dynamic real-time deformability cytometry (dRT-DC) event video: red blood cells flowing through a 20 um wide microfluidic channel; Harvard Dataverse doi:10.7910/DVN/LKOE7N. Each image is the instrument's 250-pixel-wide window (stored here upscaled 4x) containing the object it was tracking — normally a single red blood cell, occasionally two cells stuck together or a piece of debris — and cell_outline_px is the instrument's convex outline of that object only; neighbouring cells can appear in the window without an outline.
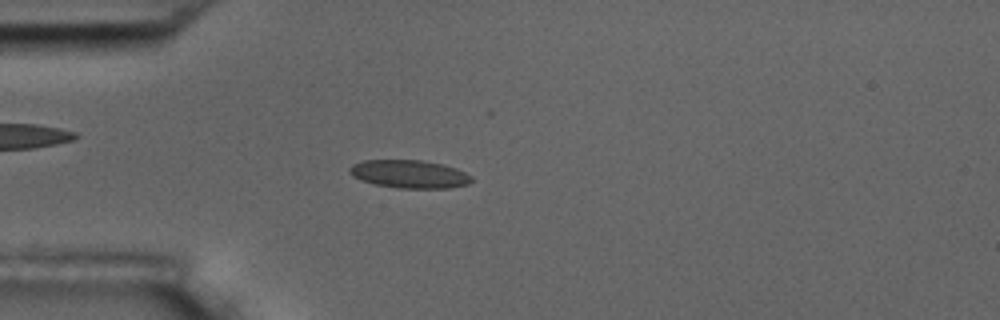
{"species": "common noctule bat (a hibernating species)", "species_latin": "Nyctalus noctula", "temperature_condition": "room temperature", "stored_images_in_passage": 56, "camera_frame_rate_fps": 3000, "um_per_image_px": 0.085, "animal": {"sex": "male", "body_mass_g": 17.5, "forearm_length_mm": 52.3}, "frame": {"image": 1, "passage_image": 15, "time_ms": 4.667, "image_size_px": [1000, 320], "cell_outline_px": [[472, 180], [468, 184], [448, 188], [400, 188], [376, 184], [360, 180], [352, 176], [348, 172], [348, 168], [352, 164], [364, 160], [424, 160], [444, 164], [456, 168], [472, 176]], "centroid_in_image_um": [34.78, 14.78], "position_along_channel_um": 50.2, "area_um2": 20.06}}
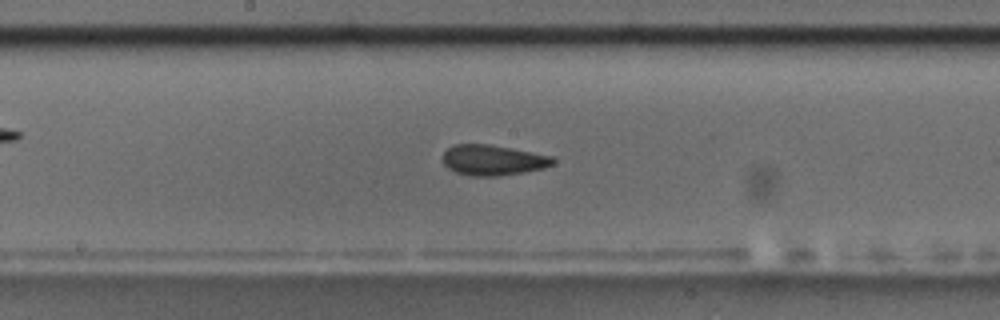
{"frame": {"image": 2, "passage_image": 29, "time_ms": 9.333, "image_size_px": [1000, 320], "cell_outline_px": [[556, 160], [552, 164], [544, 168], [496, 176], [472, 176], [456, 172], [448, 168], [444, 164], [444, 152], [452, 144], [488, 144], [512, 148], [552, 156]], "centroid_in_image_um": [41.89, 13.6], "position_along_channel_um": 206.3, "area_um2": 19.36}}
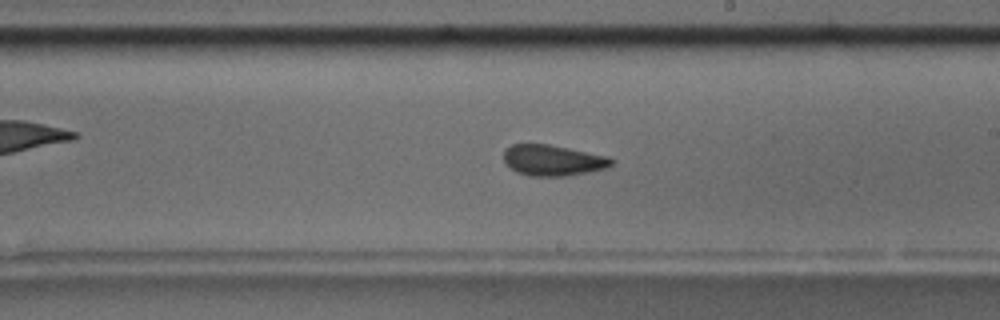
{"frame": {"image": 3, "passage_image": 32, "time_ms": 10.333, "image_size_px": [1000, 320], "cell_outline_px": [[616, 160], [608, 168], [588, 172], [564, 176], [528, 176], [516, 172], [504, 164], [504, 152], [512, 144], [548, 144], [608, 156]], "centroid_in_image_um": [47.0, 13.63], "position_along_channel_um": 242.0, "area_um2": 19.48}, "authors_computed_cell_mechanics": {"area_um2": 19.3052, "velocity_mm_per_s": 3.5912, "shape_relaxation_time_tau1_ms": 2.7685, "shape_relaxation_time_tau2_ms": 1.768, "deformation_change_tau1": 0.1027, "deformation_change_tau2": 0.0929}}